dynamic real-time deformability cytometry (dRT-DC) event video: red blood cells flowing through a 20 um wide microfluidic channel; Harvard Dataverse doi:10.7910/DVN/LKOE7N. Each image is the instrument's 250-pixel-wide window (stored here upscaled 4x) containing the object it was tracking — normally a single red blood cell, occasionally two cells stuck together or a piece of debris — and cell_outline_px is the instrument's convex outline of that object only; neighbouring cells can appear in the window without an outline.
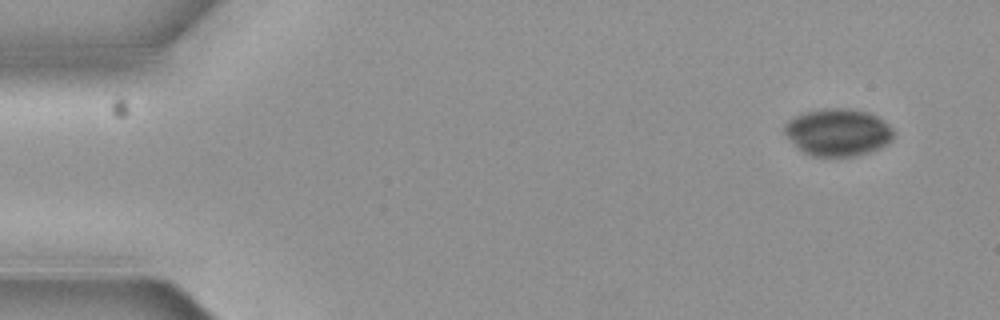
{"species": "common noctule bat (a hibernating species)", "species_latin": "Nyctalus noctula", "temperature_condition": "cold", "stored_images_in_passage": 5, "camera_frame_rate_fps": 3000, "um_per_image_px": 0.085, "animal": {"sex": "female", "body_mass_g": 19.3, "forearm_length_mm": 54.1}, "frame": {"image": 1, "passage_image": 1, "time_ms": 0.0, "image_size_px": [1000, 320], "cell_outline_px": [[896, 132], [892, 140], [888, 144], [872, 152], [856, 156], [812, 156], [804, 152], [784, 132], [784, 124], [788, 120], [796, 116], [808, 112], [824, 108], [848, 108], [868, 112], [876, 116], [888, 124]], "centroid_in_image_um": [71.29, 11.25], "position_along_channel_um": 13.7, "area_um2": 30.0}}